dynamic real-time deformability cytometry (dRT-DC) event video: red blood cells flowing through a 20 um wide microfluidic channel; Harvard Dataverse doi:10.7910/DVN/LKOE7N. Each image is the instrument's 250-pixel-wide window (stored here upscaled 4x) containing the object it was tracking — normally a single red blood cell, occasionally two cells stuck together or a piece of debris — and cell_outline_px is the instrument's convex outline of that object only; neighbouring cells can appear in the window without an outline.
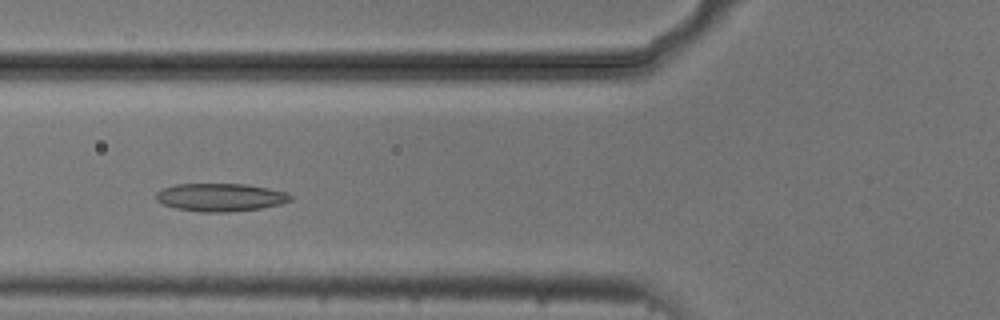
{"species": "common noctule bat (a hibernating species)", "species_latin": "Nyctalus noctula", "temperature_condition": "cold", "stored_images_in_passage": 51, "camera_frame_rate_fps": 3000, "um_per_image_px": 0.085, "animal": {"sex": "male", "body_mass_g": 20.5, "forearm_length_mm": 52.5}, "frame": {"image": 1, "passage_image": 17, "time_ms": 5.333, "image_size_px": [1000, 320], "cell_outline_px": [[292, 200], [280, 204], [260, 208], [228, 212], [200, 212], [176, 208], [164, 204], [156, 200], [156, 192], [164, 188], [176, 184], [244, 184], [268, 188], [288, 192], [292, 196]], "centroid_in_image_um": [18.75, 16.77], "position_along_channel_um": 107.0, "area_um2": 21.85}}
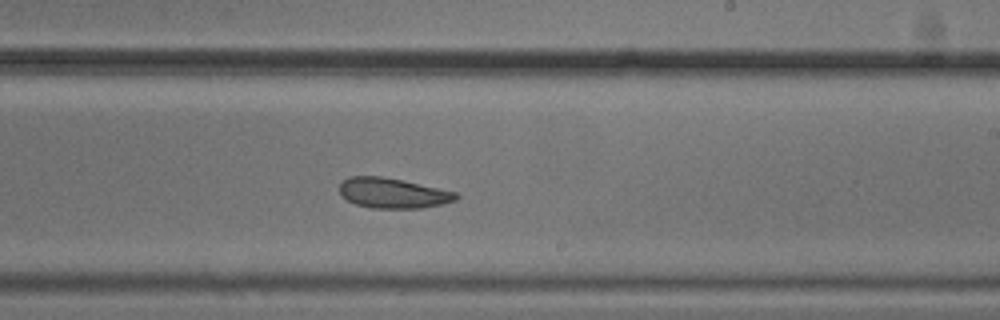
{"frame": {"image": 2, "passage_image": 29, "time_ms": 9.333, "image_size_px": [1000, 320], "cell_outline_px": [[460, 196], [456, 200], [440, 204], [420, 208], [372, 208], [356, 204], [340, 196], [340, 184], [348, 176], [380, 176], [404, 180], [456, 192]], "centroid_in_image_um": [33.38, 16.4], "position_along_channel_um": 255.6, "area_um2": 20.46}}
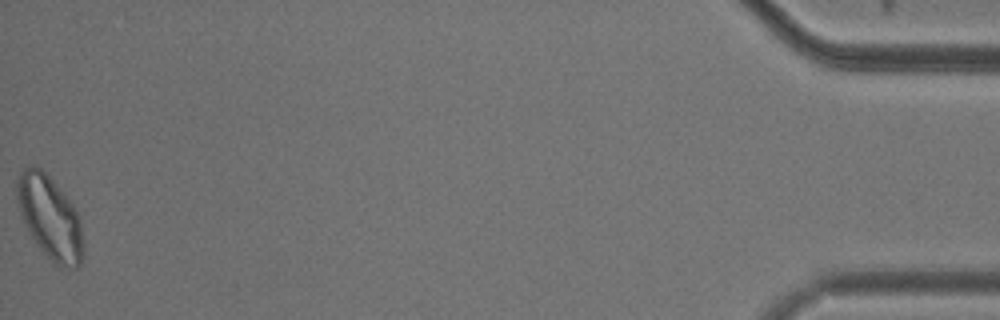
{"frame": {"image": 3, "passage_image": 51, "time_ms": 16.667, "image_size_px": [1000, 320], "cell_outline_px": [[84, 256], [80, 264], [76, 268], [72, 268], [56, 264], [44, 256], [28, 232], [24, 224], [16, 200], [16, 184], [20, 168], [32, 164], [36, 164], [52, 180], [72, 204], [80, 220], [84, 240]], "centroid_in_image_um": [4.22, 18.49], "position_along_channel_um": 431.0, "area_um2": 32.54}, "authors_computed_cell_mechanics": {"area_um2": 23.0044, "velocity_mm_per_s": 3.7079, "shape_relaxation_time_tau1_ms": null, "shape_relaxation_time_tau2_ms": 4.7351, "deformation_change_tau1": null, "deformation_change_tau2": 0.1171}}